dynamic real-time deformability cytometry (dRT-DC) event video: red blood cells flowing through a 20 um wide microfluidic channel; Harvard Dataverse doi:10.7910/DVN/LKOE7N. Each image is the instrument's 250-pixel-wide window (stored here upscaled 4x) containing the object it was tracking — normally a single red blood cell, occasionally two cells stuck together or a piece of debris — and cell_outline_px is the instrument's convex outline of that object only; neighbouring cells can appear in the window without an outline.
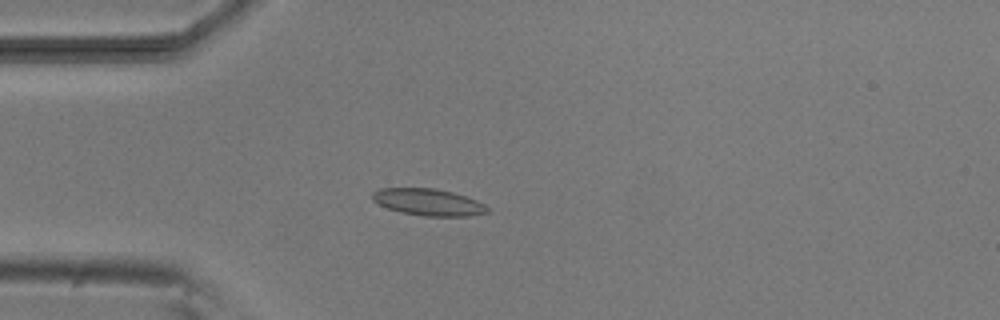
{"species": "common noctule bat (a hibernating species)", "species_latin": "Nyctalus noctula", "temperature_condition": "room temperature", "stored_images_in_passage": 5, "camera_frame_rate_fps": 3000, "um_per_image_px": 0.085, "animal": {"sex": "male", "body_mass_g": 20.5, "forearm_length_mm": 52.5}, "frame": {"image": 1, "passage_image": 4, "time_ms": 4.333, "image_size_px": [1000, 320], "cell_outline_px": [[488, 212], [468, 216], [424, 216], [400, 212], [388, 208], [372, 200], [372, 192], [380, 188], [436, 188], [452, 192], [476, 200], [484, 204], [488, 208]], "centroid_in_image_um": [36.38, 17.18], "position_along_channel_um": 48.6, "area_um2": 17.86}}